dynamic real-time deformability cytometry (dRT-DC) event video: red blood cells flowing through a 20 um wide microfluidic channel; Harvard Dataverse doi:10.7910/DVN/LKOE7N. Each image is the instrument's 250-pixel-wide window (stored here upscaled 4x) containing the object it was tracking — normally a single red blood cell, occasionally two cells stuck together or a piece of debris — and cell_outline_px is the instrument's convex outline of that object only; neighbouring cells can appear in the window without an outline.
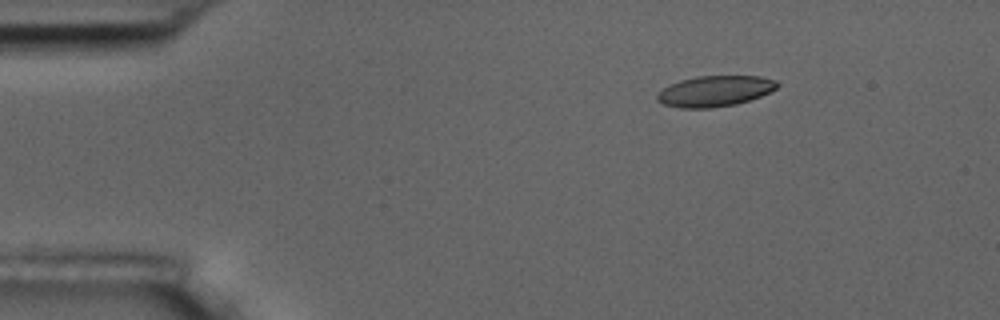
{"species": "common noctule bat (a hibernating species)", "species_latin": "Nyctalus noctula", "temperature_condition": "room temperature", "stored_images_in_passage": 5, "camera_frame_rate_fps": 3000, "um_per_image_px": 0.085, "animal": {"sex": "male", "body_mass_g": 17.5, "forearm_length_mm": 52.3}, "frame": {"image": 1, "passage_image": 2, "time_ms": 1.333, "image_size_px": [1000, 320], "cell_outline_px": [[780, 84], [772, 92], [736, 104], [712, 108], [680, 108], [664, 104], [656, 100], [656, 96], [664, 88], [680, 80], [696, 76], [760, 76], [776, 80]], "centroid_in_image_um": [60.79, 7.74], "position_along_channel_um": 24.2, "area_um2": 21.5}}
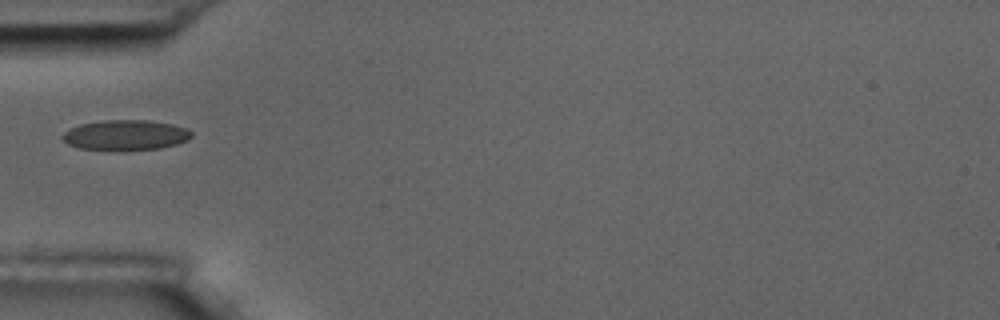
{"frame": {"image": 2, "passage_image": 5, "time_ms": 4.667, "image_size_px": [1000, 320], "cell_outline_px": [[192, 136], [188, 140], [176, 144], [160, 148], [124, 152], [80, 148], [68, 144], [60, 136], [68, 128], [80, 124], [104, 120], [148, 120], [172, 124], [188, 128], [192, 132]], "centroid_in_image_um": [10.67, 11.5], "position_along_channel_um": 74.3, "area_um2": 23.29}}